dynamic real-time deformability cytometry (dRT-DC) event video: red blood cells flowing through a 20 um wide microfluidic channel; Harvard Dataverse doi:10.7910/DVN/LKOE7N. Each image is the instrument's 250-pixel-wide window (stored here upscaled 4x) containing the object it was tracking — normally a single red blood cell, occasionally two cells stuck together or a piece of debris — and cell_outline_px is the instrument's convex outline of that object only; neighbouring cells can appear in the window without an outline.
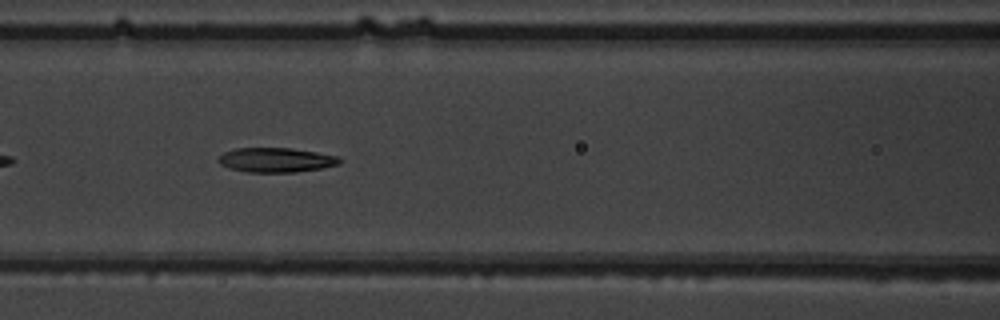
{"species": "common noctule bat (a hibernating species)", "species_latin": "Nyctalus noctula", "temperature_condition": "warm", "stored_images_in_passage": 37, "camera_frame_rate_fps": 3000, "um_per_image_px": 0.085, "animal": {"sex": "male", "body_mass_g": 19.5, "forearm_length_mm": 54.6}, "frame": {"image": 1, "passage_image": 8, "time_ms": 2.333, "image_size_px": [1000, 320], "cell_outline_px": [[344, 160], [340, 164], [320, 168], [296, 172], [248, 172], [228, 168], [220, 164], [216, 160], [224, 152], [236, 148], [292, 148], [340, 156]], "centroid_in_image_um": [23.49, 13.59], "position_along_channel_um": 143.1, "area_um2": 17.46}}
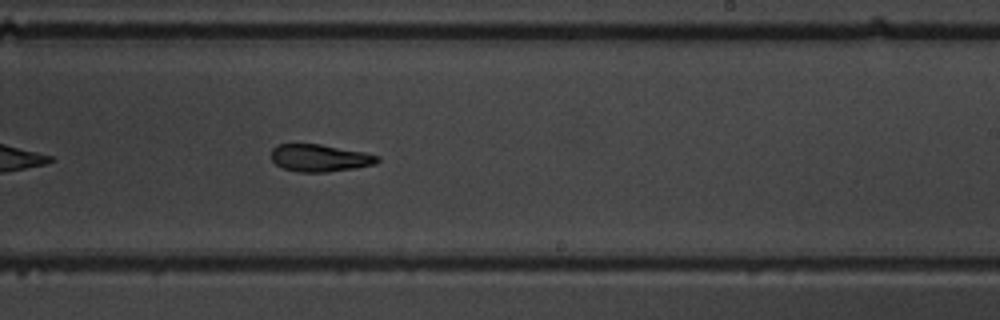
{"frame": {"image": 2, "passage_image": 17, "time_ms": 5.333, "image_size_px": [1000, 320], "cell_outline_px": [[380, 160], [376, 164], [356, 168], [324, 172], [300, 172], [284, 168], [276, 164], [272, 160], [272, 148], [276, 144], [320, 144], [364, 152], [380, 156]], "centroid_in_image_um": [27.2, 13.42], "position_along_channel_um": 261.8, "area_um2": 16.88}}
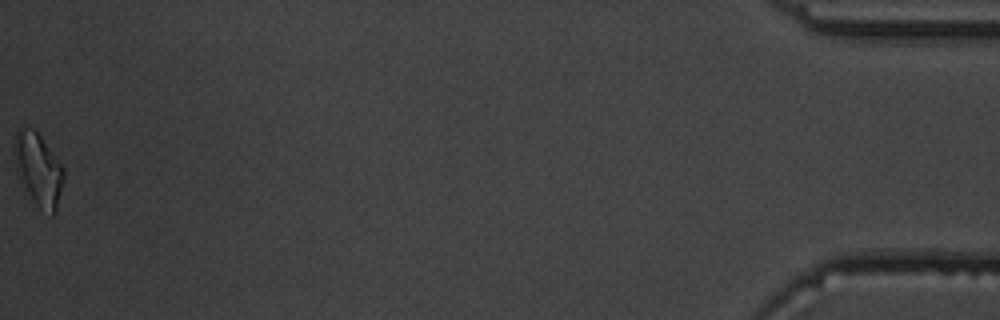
{"frame": {"image": 3, "passage_image": 37, "time_ms": 12.0, "image_size_px": [1000, 320], "cell_outline_px": [[64, 180], [56, 212], [52, 216], [40, 208], [24, 192], [16, 176], [12, 152], [16, 132], [20, 128], [32, 128], [40, 136], [64, 168]], "centroid_in_image_um": [3.21, 14.44], "position_along_channel_um": 432.0, "area_um2": 21.44}, "authors_computed_cell_mechanics": {"area_um2": 17.6868, "velocity_mm_per_s": 3.9801, "shape_relaxation_time_tau1_ms": 5.6633, "shape_relaxation_time_tau2_ms": 3.829, "deformation_change_tau1": 0.2223, "deformation_change_tau2": 0.1346}}